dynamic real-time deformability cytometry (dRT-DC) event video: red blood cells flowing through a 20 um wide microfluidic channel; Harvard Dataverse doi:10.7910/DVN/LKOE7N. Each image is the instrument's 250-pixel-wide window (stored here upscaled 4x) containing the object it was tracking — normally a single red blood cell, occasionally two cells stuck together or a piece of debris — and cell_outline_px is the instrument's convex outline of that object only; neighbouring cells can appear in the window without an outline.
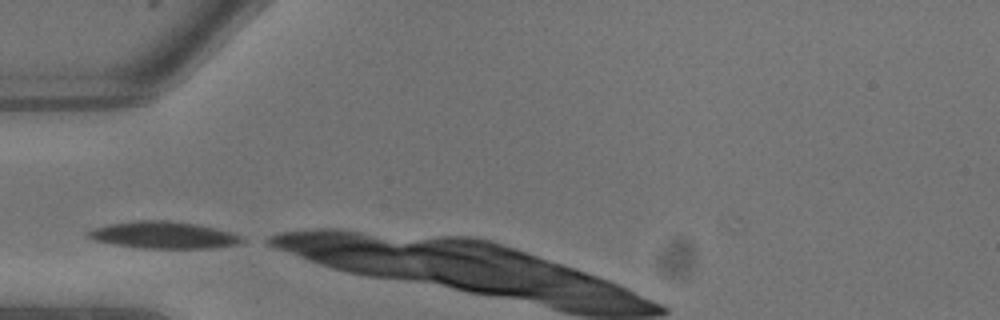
{"species": "common noctule bat (a hibernating species)", "species_latin": "Nyctalus noctula", "temperature_condition": "warm", "stored_images_in_passage": 8, "camera_frame_rate_fps": 3000, "um_per_image_px": 0.085, "animal": {"sex": "male", "body_mass_g": 13.3}, "frame": {"image": 1, "passage_image": 1, "time_ms": 0.0, "image_size_px": [1000, 320], "cell_outline_px": [[244, 240], [236, 244], [212, 248], [140, 248], [112, 244], [96, 240], [88, 236], [88, 232], [92, 228], [108, 224], [136, 220], [168, 220], [196, 224], [232, 232], [240, 236]], "centroid_in_image_um": [13.88, 19.97], "position_along_channel_um": 71.1, "area_um2": 23.99}}